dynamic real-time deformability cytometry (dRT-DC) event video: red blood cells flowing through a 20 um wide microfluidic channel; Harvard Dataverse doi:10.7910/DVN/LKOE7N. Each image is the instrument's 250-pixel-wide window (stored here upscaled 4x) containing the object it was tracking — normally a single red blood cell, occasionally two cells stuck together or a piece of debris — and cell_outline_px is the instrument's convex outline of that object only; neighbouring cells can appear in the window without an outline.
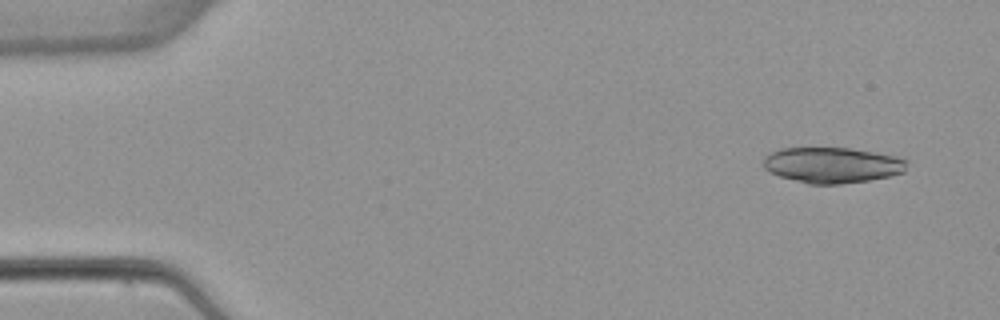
{"species": "common noctule bat (a hibernating species)", "species_latin": "Nyctalus noctula", "temperature_condition": "warm", "stored_images_in_passage": 5, "camera_frame_rate_fps": 3000, "um_per_image_px": 0.085, "animal": {"sex": "female", "body_mass_g": 22.7, "forearm_length_mm": 54.2}, "frame": {"image": 1, "passage_image": 1, "time_ms": 0.0, "image_size_px": [1000, 320], "cell_outline_px": [[908, 164], [904, 172], [888, 176], [868, 180], [840, 184], [808, 184], [780, 176], [764, 168], [764, 156], [780, 148], [852, 148], [896, 156], [908, 160]], "centroid_in_image_um": [70.76, 14.02], "position_along_channel_um": 14.2, "area_um2": 29.77}}
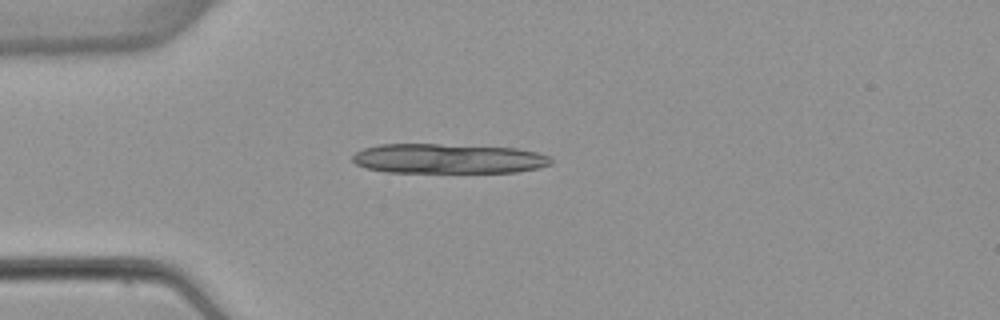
{"frame": {"image": 2, "passage_image": 4, "time_ms": 3.333, "image_size_px": [1000, 320], "cell_outline_px": [[552, 164], [540, 168], [516, 172], [384, 172], [364, 168], [356, 164], [352, 160], [352, 156], [356, 152], [364, 148], [380, 144], [440, 144], [516, 148], [536, 152], [552, 156]], "centroid_in_image_um": [38.11, 13.49], "position_along_channel_um": 46.9, "area_um2": 34.68}}